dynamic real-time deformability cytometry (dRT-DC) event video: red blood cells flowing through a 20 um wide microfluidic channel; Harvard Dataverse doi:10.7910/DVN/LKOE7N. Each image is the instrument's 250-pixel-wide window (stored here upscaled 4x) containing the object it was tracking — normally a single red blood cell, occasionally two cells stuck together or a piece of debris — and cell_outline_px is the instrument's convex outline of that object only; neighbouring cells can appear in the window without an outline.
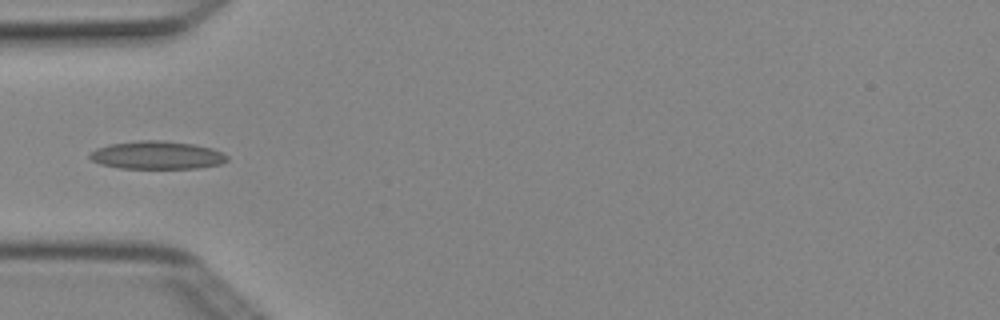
{"species": "Egyptian fruit bat (a non-hibernating species)", "species_latin": "Rousettus aegyptiacus", "temperature_condition": "cold", "stored_images_in_passage": 5, "camera_frame_rate_fps": 3000, "um_per_image_px": 0.085, "animal": {"sex": "female"}, "frame": {"image": 1, "passage_image": 4, "time_ms": 1.0, "image_size_px": [1000, 320], "cell_outline_px": [[228, 160], [220, 164], [196, 168], [120, 168], [100, 164], [92, 160], [88, 156], [96, 148], [108, 144], [140, 140], [160, 140], [192, 144], [212, 148], [228, 156]], "centroid_in_image_um": [13.32, 13.18], "position_along_channel_um": 71.7, "area_um2": 22.31}}
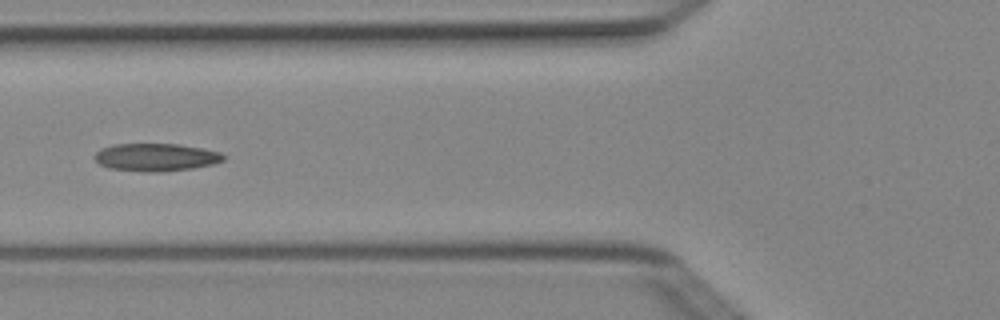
{"frame": {"image": 2, "passage_image": 5, "time_ms": 1.333, "image_size_px": [1000, 320], "cell_outline_px": [[224, 160], [212, 164], [192, 168], [156, 172], [144, 172], [108, 168], [100, 164], [92, 156], [100, 148], [112, 144], [180, 144], [220, 152], [224, 156]], "centroid_in_image_um": [13.2, 13.36], "position_along_channel_um": 112.6, "area_um2": 20.81}}